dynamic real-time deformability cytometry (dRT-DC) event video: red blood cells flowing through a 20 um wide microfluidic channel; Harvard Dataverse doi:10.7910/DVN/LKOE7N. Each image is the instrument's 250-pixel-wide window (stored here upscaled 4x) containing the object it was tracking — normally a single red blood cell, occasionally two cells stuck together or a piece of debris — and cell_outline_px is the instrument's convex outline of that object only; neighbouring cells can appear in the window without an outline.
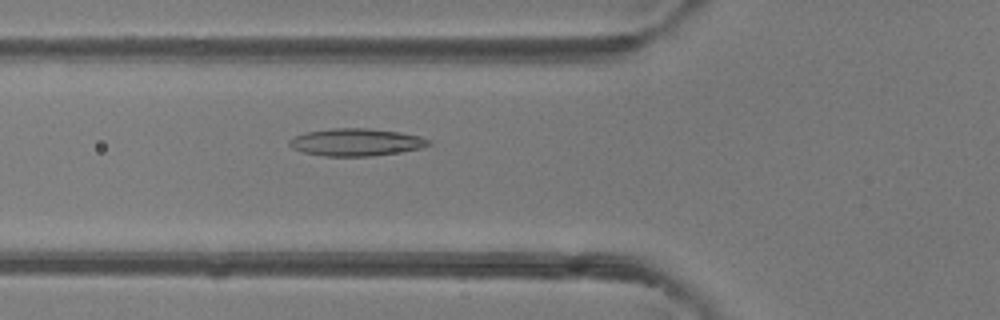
{"species": "common noctule bat (a hibernating species)", "species_latin": "Nyctalus noctula", "temperature_condition": "room temperature", "stored_images_in_passage": 49, "camera_frame_rate_fps": 3000, "um_per_image_px": 0.085, "animal": {"sex": "female"}, "frame": {"image": 1, "passage_image": 18, "time_ms": 5.667, "image_size_px": [1000, 320], "cell_outline_px": [[432, 144], [420, 148], [372, 156], [324, 156], [304, 152], [292, 148], [288, 144], [288, 140], [304, 132], [332, 128], [368, 128], [400, 132], [420, 136], [432, 140]], "centroid_in_image_um": [30.27, 12.08], "position_along_channel_um": 95.5, "area_um2": 22.25}}
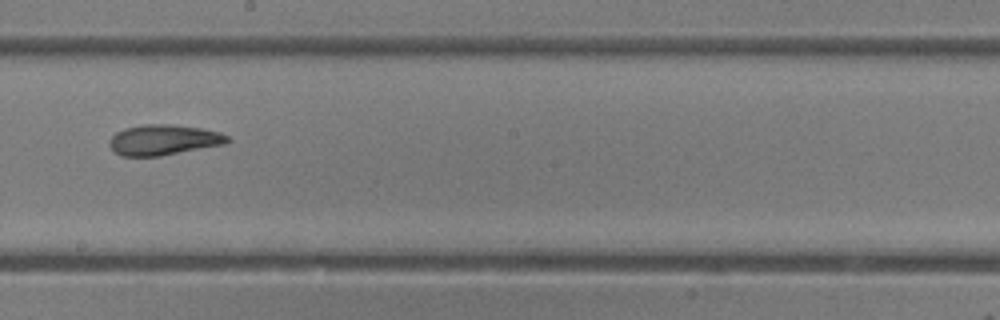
{"frame": {"image": 2, "passage_image": 28, "time_ms": 9.0, "image_size_px": [1000, 320], "cell_outline_px": [[232, 140], [224, 144], [160, 156], [120, 156], [108, 144], [108, 140], [116, 132], [124, 128], [144, 124], [172, 124], [204, 128], [220, 132], [228, 136]], "centroid_in_image_um": [13.91, 11.88], "position_along_channel_um": 234.3, "area_um2": 21.1}}
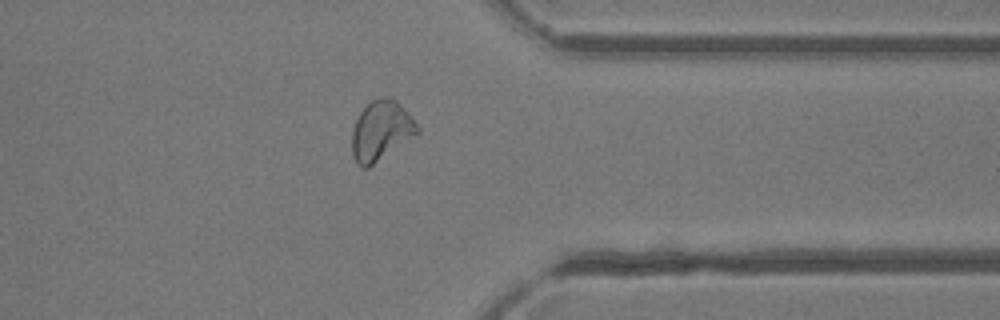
{"frame": {"image": 3, "passage_image": 39, "time_ms": 12.667, "image_size_px": [1000, 320], "cell_outline_px": [[420, 132], [368, 168], [360, 168], [356, 164], [352, 156], [352, 128], [360, 112], [372, 100], [380, 96], [388, 96], [396, 100], [400, 104], [420, 128]], "centroid_in_image_um": [32.36, 11.12], "position_along_channel_um": 379.0, "area_um2": 22.77}, "authors_computed_cell_mechanics": {"area_um2": 22.7154, "velocity_mm_per_s": 4.1589, "shape_relaxation_time_tau1_ms": 10.3397, "shape_relaxation_time_tau2_ms": 2.0839, "deformation_change_tau1": 0.2331, "deformation_change_tau2": 0.0888}}